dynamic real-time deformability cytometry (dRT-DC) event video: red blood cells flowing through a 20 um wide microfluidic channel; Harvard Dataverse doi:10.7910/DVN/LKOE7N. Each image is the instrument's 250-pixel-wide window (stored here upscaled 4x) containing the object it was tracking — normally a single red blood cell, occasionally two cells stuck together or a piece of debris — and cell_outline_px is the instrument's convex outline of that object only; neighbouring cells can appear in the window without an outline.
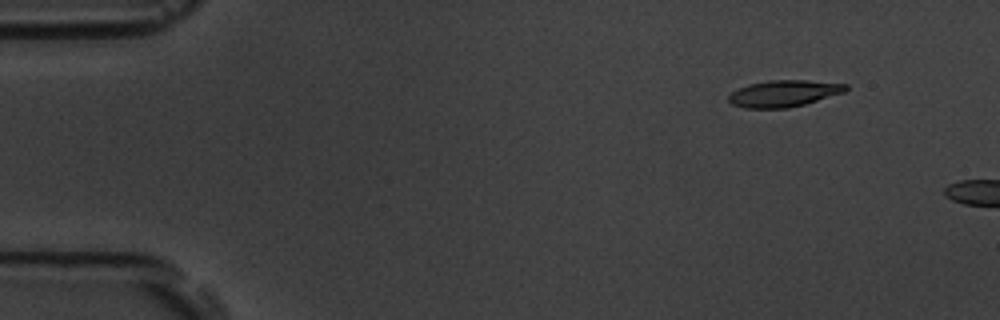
{"species": "common noctule bat (a hibernating species)", "species_latin": "Nyctalus noctula", "temperature_condition": "room temperature", "stored_images_in_passage": 4, "camera_frame_rate_fps": 3000, "um_per_image_px": 0.085, "animal": {"sex": "male", "body_mass_g": 19.5, "forearm_length_mm": 54.6}, "frame": {"image": 1, "passage_image": 2, "time_ms": 0.333, "image_size_px": [1000, 320], "cell_outline_px": [[848, 88], [844, 92], [804, 104], [788, 108], [744, 108], [732, 104], [728, 100], [728, 96], [732, 92], [748, 84], [768, 80], [808, 80], [848, 84]], "centroid_in_image_um": [66.62, 7.94], "position_along_channel_um": 18.4, "area_um2": 18.09}}